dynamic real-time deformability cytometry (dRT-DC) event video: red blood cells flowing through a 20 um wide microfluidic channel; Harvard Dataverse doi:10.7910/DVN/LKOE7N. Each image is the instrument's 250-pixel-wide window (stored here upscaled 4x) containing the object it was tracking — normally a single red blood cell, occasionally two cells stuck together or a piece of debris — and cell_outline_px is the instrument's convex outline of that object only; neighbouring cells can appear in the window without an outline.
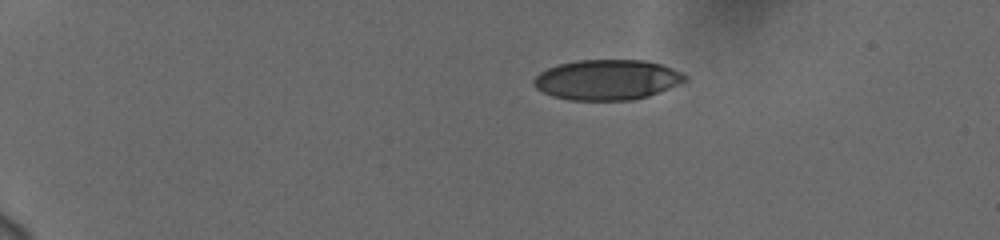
{"species": "human", "species_latin": "Homo sapiens", "temperature_condition": "cold", "stored_images_in_passage": 46, "camera_frame_rate_fps": 3000, "um_per_image_px": 0.085, "donor": {"sex": "female"}, "frame": {"image": 1, "passage_image": 1, "time_ms": 0.0, "image_size_px": [1000, 240], "cell_outline_px": [[688, 80], [648, 96], [632, 100], [568, 100], [552, 96], [536, 88], [532, 84], [532, 80], [540, 72], [548, 68], [560, 64], [576, 60], [644, 60], [660, 64], [680, 72], [688, 76]], "centroid_in_image_um": [51.58, 6.78], "position_along_channel_um": 33.4, "area_um2": 35.37}}
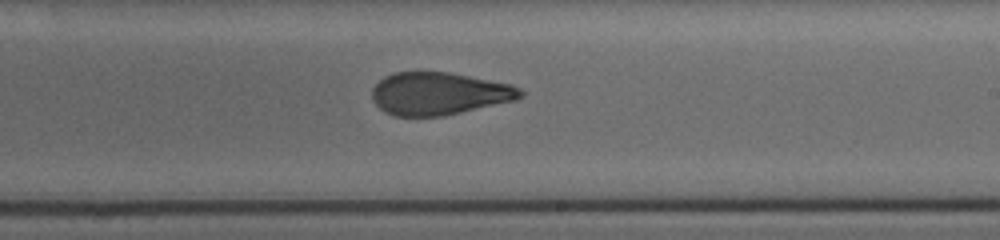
{"frame": {"image": 2, "passage_image": 26, "time_ms": 8.333, "image_size_px": [1000, 240], "cell_outline_px": [[524, 96], [516, 100], [444, 116], [396, 116], [384, 112], [372, 100], [372, 88], [384, 76], [392, 72], [448, 72], [512, 84], [520, 88], [524, 92]], "centroid_in_image_um": [37.32, 7.95], "position_along_channel_um": 251.7, "area_um2": 36.99}}
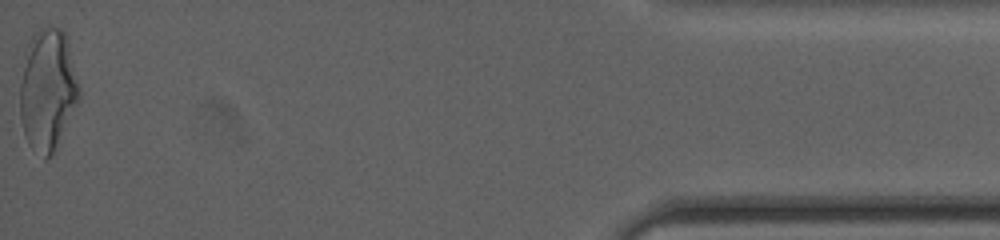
{"frame": {"image": 3, "passage_image": 46, "time_ms": 15.0, "image_size_px": [1000, 240], "cell_outline_px": [[80, 96], [52, 152], [44, 160], [28, 144], [24, 132], [20, 116], [20, 84], [28, 44], [32, 36], [40, 28], [60, 28], [64, 32], [68, 44], [80, 92]], "centroid_in_image_um": [4.02, 7.62], "position_along_channel_um": 431.2, "area_um2": 40.63}, "authors_computed_cell_mechanics": {"area_um2": 37.7723, "velocity_mm_per_s": 3.7472, "shape_relaxation_time_tau1_ms": null, "shape_relaxation_time_tau2_ms": 1.8888, "deformation_change_tau1": null, "deformation_change_tau2": 0.1018}}